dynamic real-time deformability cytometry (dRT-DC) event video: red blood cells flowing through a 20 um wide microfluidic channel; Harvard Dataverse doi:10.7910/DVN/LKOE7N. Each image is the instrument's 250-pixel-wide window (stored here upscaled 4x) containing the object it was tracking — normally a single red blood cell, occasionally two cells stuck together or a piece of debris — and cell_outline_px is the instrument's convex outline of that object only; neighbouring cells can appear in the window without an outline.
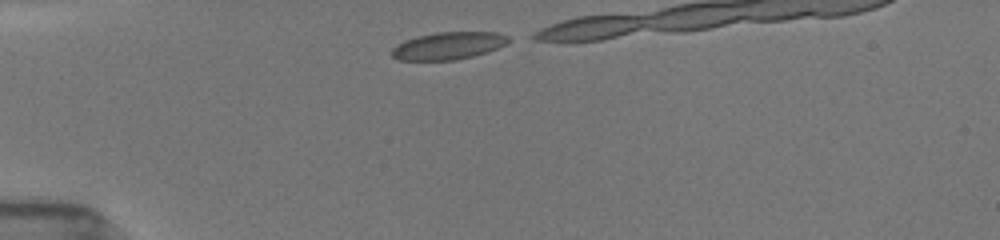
{"species": "common noctule bat (a hibernating species)", "species_latin": "Nyctalus noctula", "temperature_condition": "room temperature", "stored_images_in_passage": 3, "camera_frame_rate_fps": 3000, "um_per_image_px": 0.085, "animal": {"sex": "female", "body_mass_g": 19.5, "forearm_length_mm": 54.1}, "frame": {"image": 1, "passage_image": 1, "time_ms": 0.0, "image_size_px": [1000, 240], "cell_outline_px": [[512, 40], [488, 52], [456, 60], [400, 60], [392, 56], [392, 48], [396, 44], [404, 40], [416, 36], [436, 32], [496, 32], [508, 36]], "centroid_in_image_um": [38.09, 3.88], "position_along_channel_um": 46.9, "area_um2": 18.67}}